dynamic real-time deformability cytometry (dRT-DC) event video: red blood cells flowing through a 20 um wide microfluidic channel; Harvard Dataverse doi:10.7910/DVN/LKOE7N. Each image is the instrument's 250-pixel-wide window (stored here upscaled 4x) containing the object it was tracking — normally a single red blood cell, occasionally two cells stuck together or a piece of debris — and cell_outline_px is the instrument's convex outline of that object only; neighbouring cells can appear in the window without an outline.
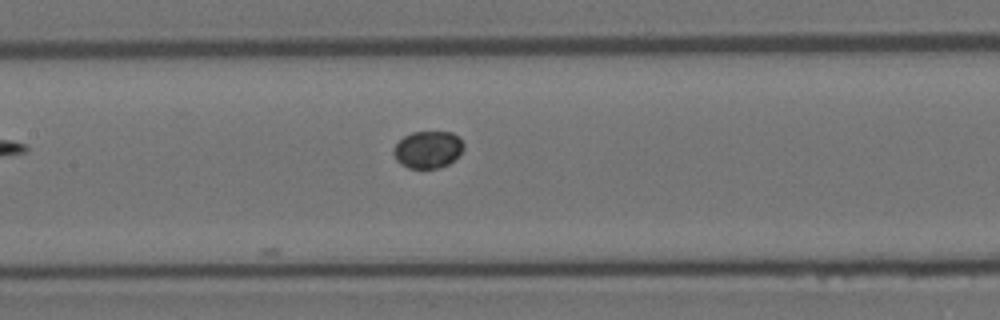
{"species": "Egyptian fruit bat (a non-hibernating species)", "species_latin": "Rousettus aegyptiacus", "temperature_condition": "room temperature", "stored_images_in_passage": 8, "camera_frame_rate_fps": 3000, "um_per_image_px": 0.085, "animal": {"sex": "female"}, "frame": {"image": 1, "passage_image": 8, "time_ms": 2.333, "image_size_px": [1000, 320], "cell_outline_px": [[464, 148], [448, 164], [440, 168], [408, 168], [400, 164], [396, 160], [392, 152], [392, 148], [404, 136], [412, 132], [452, 132], [460, 136], [464, 144]], "centroid_in_image_um": [36.35, 12.7], "position_along_channel_um": 171.0, "area_um2": 15.26}}